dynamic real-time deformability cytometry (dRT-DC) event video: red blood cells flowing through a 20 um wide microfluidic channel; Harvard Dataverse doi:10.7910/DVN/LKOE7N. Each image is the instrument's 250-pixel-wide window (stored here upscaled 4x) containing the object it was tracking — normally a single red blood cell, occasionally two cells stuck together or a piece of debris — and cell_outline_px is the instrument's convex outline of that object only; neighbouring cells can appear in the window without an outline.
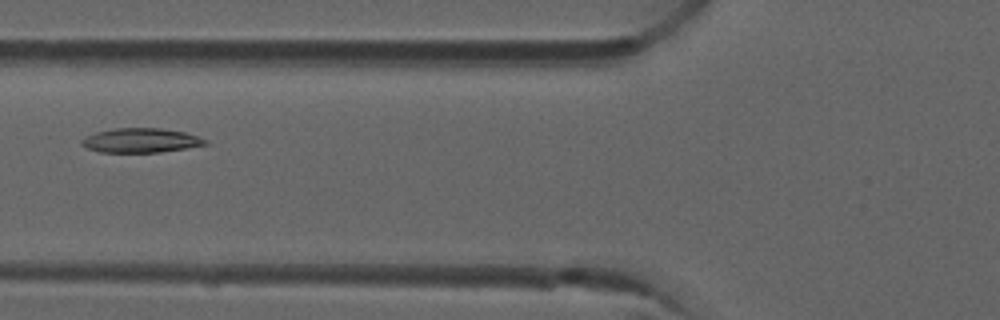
{"species": "common noctule bat (a hibernating species)", "species_latin": "Nyctalus noctula", "temperature_condition": "room temperature", "stored_images_in_passage": 8, "camera_frame_rate_fps": 3000, "um_per_image_px": 0.085, "animal": {"sex": "male", "forearm_length_mm": 52.5}, "frame": {"image": 1, "passage_image": 4, "time_ms": 1.0, "image_size_px": [1000, 320], "cell_outline_px": [[208, 144], [160, 152], [100, 152], [88, 148], [80, 144], [80, 140], [96, 132], [116, 128], [160, 128], [184, 132], [208, 140]], "centroid_in_image_um": [11.96, 11.93], "position_along_channel_um": 113.8, "area_um2": 17.34}}
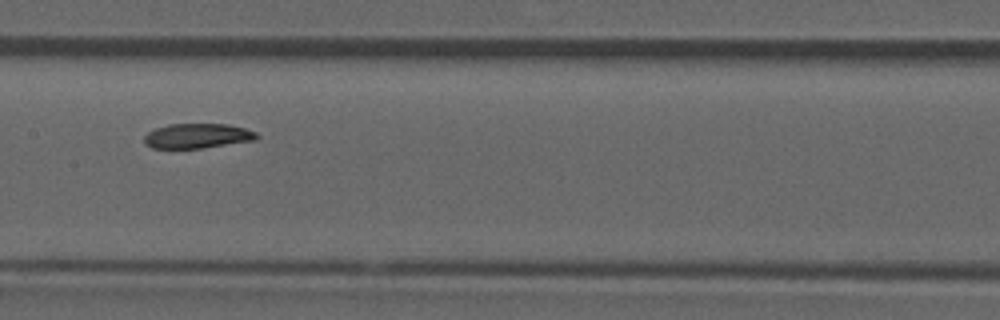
{"frame": {"image": 2, "passage_image": 6, "time_ms": 1.667, "image_size_px": [1000, 320], "cell_outline_px": [[260, 136], [256, 140], [204, 148], [152, 148], [144, 144], [144, 136], [148, 132], [156, 128], [168, 124], [228, 124], [244, 128], [256, 132]], "centroid_in_image_um": [16.79, 11.55], "position_along_channel_um": 190.6, "area_um2": 16.36}}
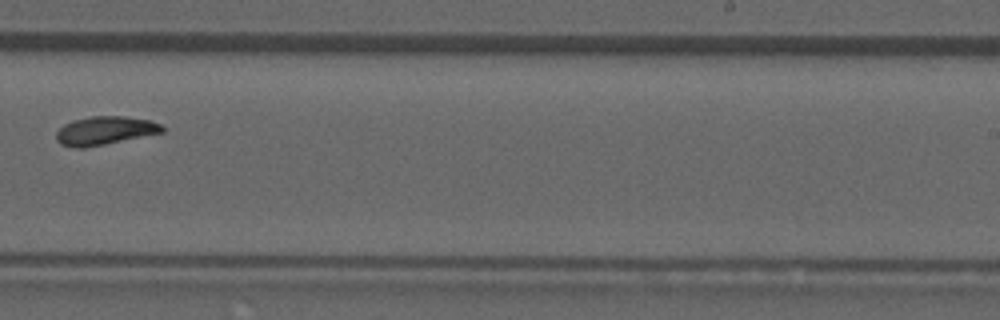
{"frame": {"image": 3, "passage_image": 8, "time_ms": 2.333, "image_size_px": [1000, 320], "cell_outline_px": [[164, 132], [84, 148], [76, 148], [60, 144], [56, 140], [56, 132], [64, 124], [72, 120], [88, 116], [124, 116], [148, 120], [160, 124], [164, 128]], "centroid_in_image_um": [8.87, 11.1], "position_along_channel_um": 280.1, "area_um2": 17.51}}